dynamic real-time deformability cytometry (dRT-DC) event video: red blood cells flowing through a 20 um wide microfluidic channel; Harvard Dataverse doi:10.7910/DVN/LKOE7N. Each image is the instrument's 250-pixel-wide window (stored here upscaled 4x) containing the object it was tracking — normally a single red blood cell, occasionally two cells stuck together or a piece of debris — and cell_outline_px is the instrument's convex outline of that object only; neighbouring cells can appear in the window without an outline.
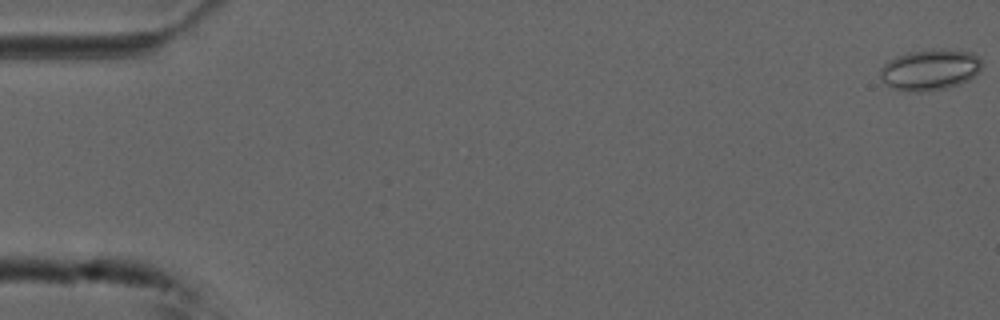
{"species": "common noctule bat (a hibernating species)", "species_latin": "Nyctalus noctula", "temperature_condition": "cold", "stored_images_in_passage": 55, "camera_frame_rate_fps": 3000, "um_per_image_px": 0.085, "animal": {"sex": "male", "forearm_length_mm": 52.5}, "frame": {"image": 1, "passage_image": 1, "time_ms": 0.0, "image_size_px": [1000, 320], "cell_outline_px": [[980, 72], [968, 80], [960, 84], [948, 88], [924, 92], [908, 92], [892, 88], [880, 76], [880, 68], [888, 60], [896, 56], [908, 52], [932, 48], [948, 48], [972, 52], [980, 56]], "centroid_in_image_um": [79.07, 5.91], "position_along_channel_um": 5.9, "area_um2": 24.8}}
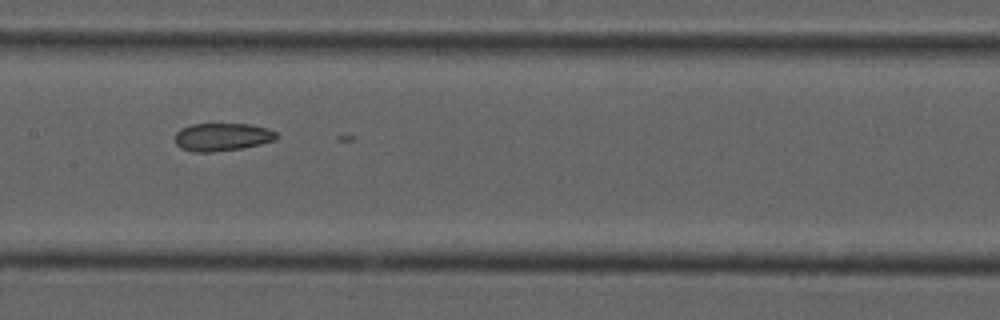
{"frame": {"image": 2, "passage_image": 28, "time_ms": 9.0, "image_size_px": [1000, 320], "cell_outline_px": [[280, 136], [276, 140], [260, 144], [240, 148], [212, 152], [196, 152], [180, 148], [176, 144], [176, 132], [180, 128], [192, 124], [248, 124], [268, 128], [276, 132]], "centroid_in_image_um": [18.9, 11.64], "position_along_channel_um": 188.5, "area_um2": 16.53}}
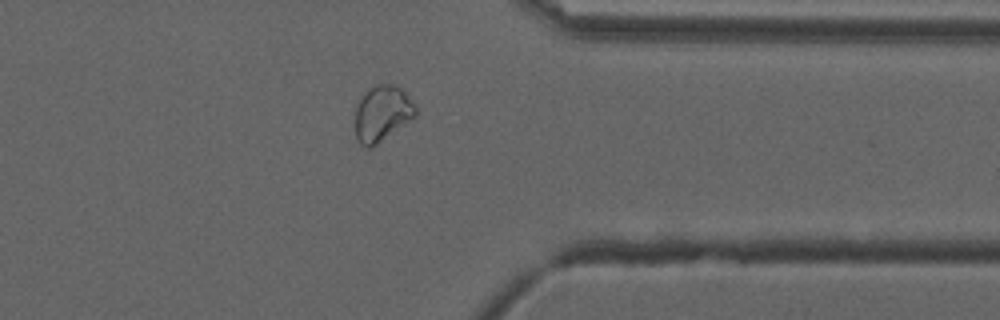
{"frame": {"image": 3, "passage_image": 44, "time_ms": 14.333, "image_size_px": [1000, 320], "cell_outline_px": [[416, 116], [372, 148], [368, 148], [360, 144], [356, 136], [356, 104], [364, 92], [368, 88], [376, 84], [392, 84], [404, 88], [416, 108]], "centroid_in_image_um": [32.49, 9.62], "position_along_channel_um": 378.9, "area_um2": 19.83}}